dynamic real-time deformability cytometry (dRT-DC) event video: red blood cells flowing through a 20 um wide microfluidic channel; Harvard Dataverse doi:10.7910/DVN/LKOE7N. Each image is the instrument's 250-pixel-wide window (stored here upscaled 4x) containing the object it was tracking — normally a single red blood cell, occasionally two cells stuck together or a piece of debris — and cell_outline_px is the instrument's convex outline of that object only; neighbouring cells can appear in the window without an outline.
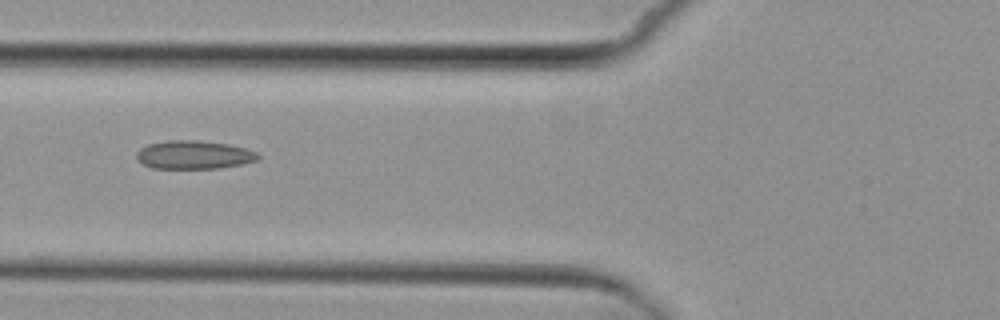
{"species": "common noctule bat (a hibernating species)", "species_latin": "Nyctalus noctula", "temperature_condition": "cold", "stored_images_in_passage": 5, "camera_frame_rate_fps": 3000, "um_per_image_px": 0.085, "animal": {"sex": "female", "body_mass_g": 29.2, "forearm_length_mm": 56.3}, "frame": {"image": 1, "passage_image": 3, "time_ms": 3.333, "image_size_px": [1000, 320], "cell_outline_px": [[260, 156], [256, 160], [240, 164], [216, 168], [152, 168], [144, 164], [136, 156], [136, 152], [140, 148], [148, 144], [168, 140], [196, 140], [228, 144], [244, 148], [256, 152]], "centroid_in_image_um": [16.45, 13.15], "position_along_channel_um": 109.3, "area_um2": 19.83}}
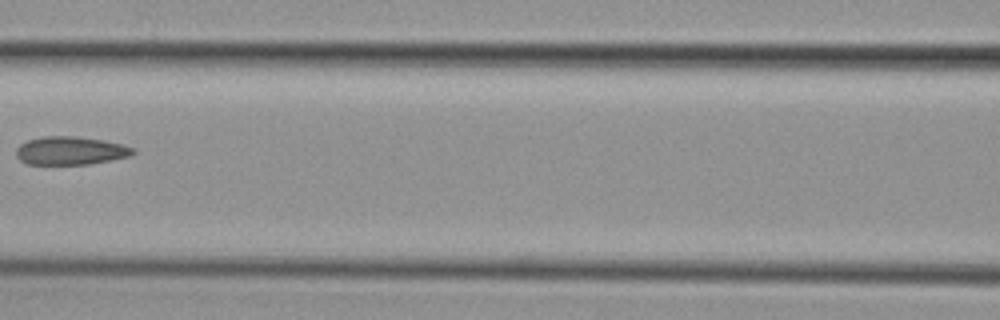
{"frame": {"image": 2, "passage_image": 4, "time_ms": 4.667, "image_size_px": [1000, 320], "cell_outline_px": [[136, 152], [132, 156], [112, 160], [88, 164], [24, 164], [16, 156], [16, 148], [20, 144], [28, 140], [44, 136], [72, 136], [104, 140], [120, 144], [132, 148]], "centroid_in_image_um": [5.97, 12.81], "position_along_channel_um": 160.6, "area_um2": 19.25}}
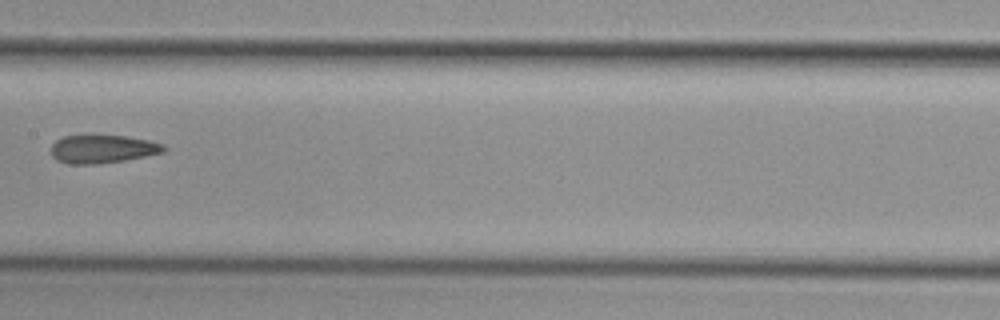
{"frame": {"image": 3, "passage_image": 5, "time_ms": 5.667, "image_size_px": [1000, 320], "cell_outline_px": [[168, 148], [164, 152], [124, 160], [96, 164], [68, 164], [56, 160], [52, 156], [52, 144], [56, 140], [64, 136], [128, 136], [148, 140], [164, 144]], "centroid_in_image_um": [8.73, 12.67], "position_along_channel_um": 198.7, "area_um2": 18.44}}